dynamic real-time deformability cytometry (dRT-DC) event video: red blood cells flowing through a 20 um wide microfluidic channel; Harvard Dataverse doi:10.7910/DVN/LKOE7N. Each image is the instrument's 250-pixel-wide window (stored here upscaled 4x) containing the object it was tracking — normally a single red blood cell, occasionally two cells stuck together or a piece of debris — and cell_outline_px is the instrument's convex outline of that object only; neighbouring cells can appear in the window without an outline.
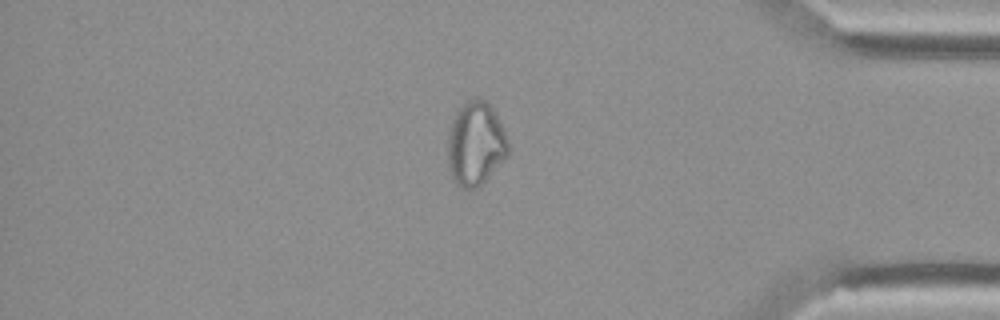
{"species": "Egyptian fruit bat (a non-hibernating species)", "species_latin": "Rousettus aegyptiacus", "temperature_condition": "cold", "stored_images_in_passage": 54, "camera_frame_rate_fps": 3000, "um_per_image_px": 0.085, "animal": {"sex": "female"}, "frame": {"image": 1, "passage_image": 46, "time_ms": 15.0, "image_size_px": [1000, 320], "cell_outline_px": [[508, 156], [476, 188], [460, 188], [452, 180], [448, 168], [448, 132], [452, 120], [456, 112], [468, 100], [476, 96], [484, 100], [492, 108], [504, 128], [508, 140]], "centroid_in_image_um": [40.41, 12.22], "position_along_channel_um": 394.8, "area_um2": 29.54}}